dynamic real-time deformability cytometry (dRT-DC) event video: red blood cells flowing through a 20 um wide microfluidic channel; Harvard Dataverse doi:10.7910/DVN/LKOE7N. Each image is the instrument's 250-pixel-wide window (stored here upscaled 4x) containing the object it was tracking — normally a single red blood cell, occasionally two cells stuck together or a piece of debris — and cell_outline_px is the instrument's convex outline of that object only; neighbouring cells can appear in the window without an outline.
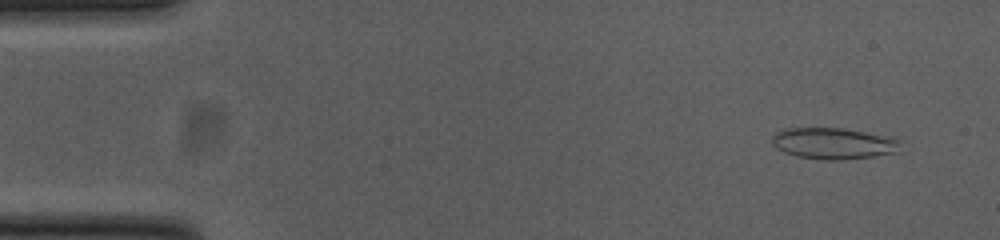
{"species": "common noctule bat (a hibernating species)", "species_latin": "Nyctalus noctula", "temperature_condition": "cold", "stored_images_in_passage": 13, "camera_frame_rate_fps": 3000, "um_per_image_px": 0.085, "animal": {"sex": "female", "body_mass_g": 23.0, "forearm_length_mm": 53.4}, "frame": {"image": 1, "passage_image": 4, "time_ms": 1.0, "image_size_px": [1000, 240], "cell_outline_px": [[900, 152], [872, 156], [840, 160], [824, 160], [796, 156], [784, 152], [776, 148], [772, 144], [772, 136], [776, 132], [784, 128], [840, 128], [892, 136], [896, 140]], "centroid_in_image_um": [70.81, 12.19], "position_along_channel_um": 14.2, "area_um2": 23.41}}